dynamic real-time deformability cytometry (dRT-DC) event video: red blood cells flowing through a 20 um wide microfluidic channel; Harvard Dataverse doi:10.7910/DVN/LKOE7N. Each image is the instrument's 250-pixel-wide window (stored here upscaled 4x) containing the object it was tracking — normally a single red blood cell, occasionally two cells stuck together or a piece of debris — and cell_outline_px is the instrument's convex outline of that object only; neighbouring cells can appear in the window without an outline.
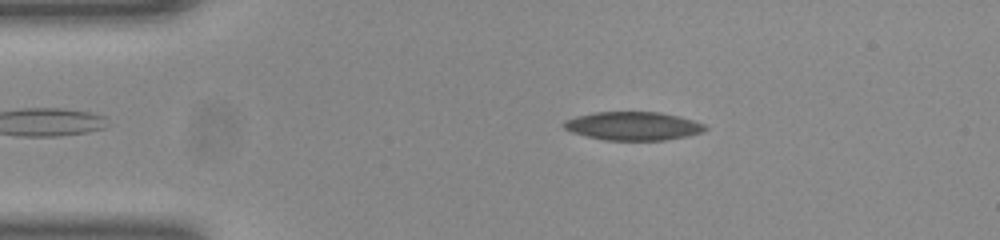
{"species": "common noctule bat (a hibernating species)", "species_latin": "Nyctalus noctula", "temperature_condition": "room temperature", "stored_images_in_passage": 47, "camera_frame_rate_fps": 3000, "um_per_image_px": 0.085, "animal": {"sex": "female", "body_mass_g": 23.0, "forearm_length_mm": 53.4}, "frame": {"image": 1, "passage_image": 4, "time_ms": 1.0, "image_size_px": [1000, 240], "cell_outline_px": [[708, 128], [704, 132], [688, 136], [664, 140], [604, 140], [572, 132], [564, 128], [560, 124], [564, 120], [576, 116], [592, 112], [660, 112], [692, 120], [704, 124]], "centroid_in_image_um": [53.79, 10.71], "position_along_channel_um": 31.2, "area_um2": 23.47}}
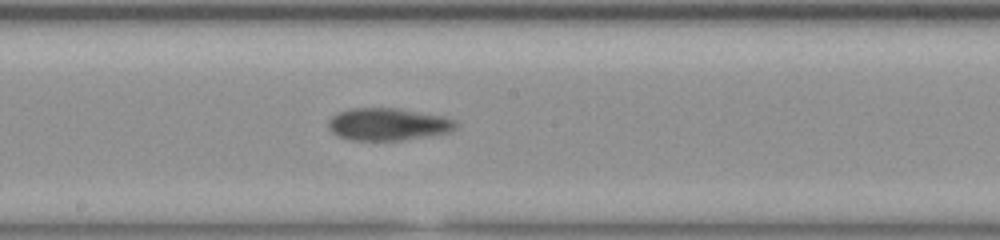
{"frame": {"image": 2, "passage_image": 22, "time_ms": 7.0, "image_size_px": [1000, 240], "cell_outline_px": [[460, 124], [452, 132], [428, 136], [400, 140], [352, 140], [336, 136], [328, 128], [328, 120], [336, 112], [352, 108], [400, 108], [444, 116], [456, 120]], "centroid_in_image_um": [33.0, 10.55], "position_along_channel_um": 215.2, "area_um2": 24.45}}
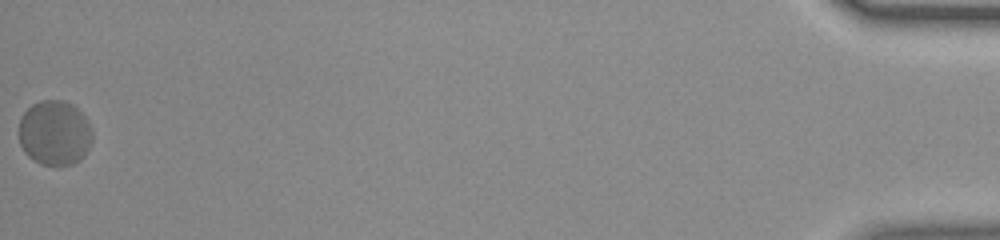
{"frame": {"image": 3, "passage_image": 47, "time_ms": 15.333, "image_size_px": [1000, 240], "cell_outline_px": [[92, 140], [84, 156], [80, 160], [72, 164], [40, 164], [28, 156], [24, 152], [20, 144], [20, 116], [32, 104], [40, 100], [64, 100], [72, 104], [84, 116], [92, 128]], "centroid_in_image_um": [4.64, 11.28], "position_along_channel_um": 430.6, "area_um2": 27.74}, "authors_computed_cell_mechanics": {"area_um2": 24.565, "velocity_mm_per_s": 3.8277, "shape_relaxation_time_tau1_ms": null, "shape_relaxation_time_tau2_ms": 1.5644, "deformation_change_tau1": null, "deformation_change_tau2": 0.0555}}